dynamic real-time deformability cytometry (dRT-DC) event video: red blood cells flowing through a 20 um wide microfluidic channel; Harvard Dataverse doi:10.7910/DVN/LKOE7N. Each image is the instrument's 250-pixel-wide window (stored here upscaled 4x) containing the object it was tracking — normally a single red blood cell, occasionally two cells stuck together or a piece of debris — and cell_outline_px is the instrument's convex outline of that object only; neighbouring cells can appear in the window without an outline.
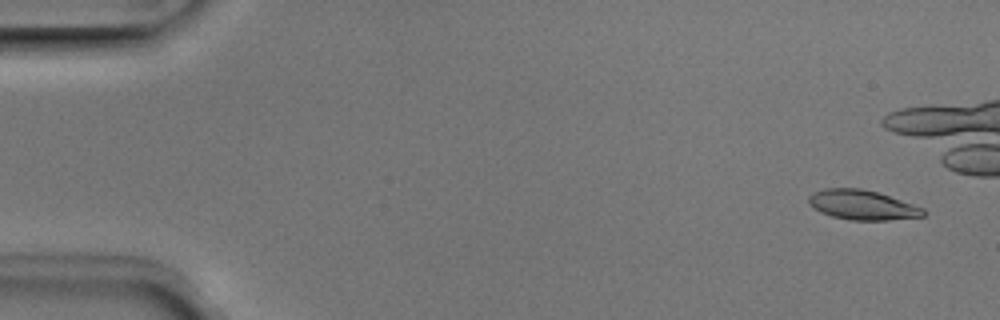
{"species": "Egyptian fruit bat (a non-hibernating species)", "species_latin": "Rousettus aegyptiacus", "temperature_condition": "room temperature", "stored_images_in_passage": 41, "camera_frame_rate_fps": 3000, "um_per_image_px": 0.085, "animal": {"sex": "male"}, "frame": {"image": 1, "passage_image": 3, "time_ms": 0.667, "image_size_px": [1000, 320], "cell_outline_px": [[928, 212], [924, 216], [888, 220], [848, 220], [832, 216], [820, 212], [812, 208], [808, 204], [808, 196], [812, 192], [824, 188], [860, 188], [876, 192], [924, 208]], "centroid_in_image_um": [73.25, 17.42], "position_along_channel_um": 11.7, "area_um2": 19.94}}
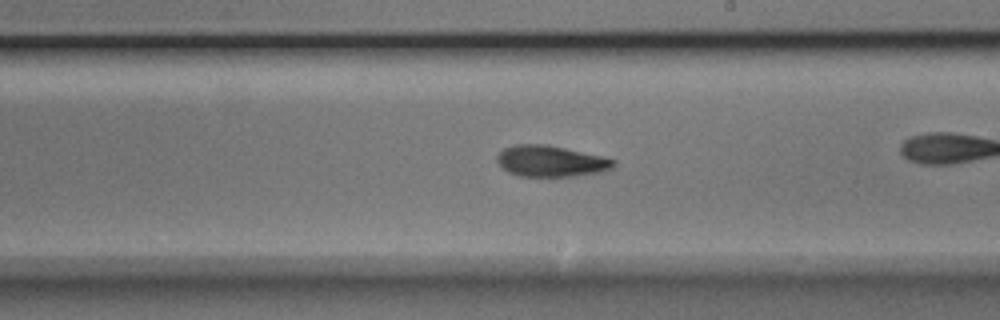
{"frame": {"image": 2, "passage_image": 30, "time_ms": 9.667, "image_size_px": [1000, 320], "cell_outline_px": [[616, 164], [612, 168], [600, 172], [572, 176], [520, 176], [508, 172], [496, 160], [496, 156], [504, 148], [516, 144], [548, 144], [600, 156], [616, 160]], "centroid_in_image_um": [46.81, 13.69], "position_along_channel_um": 242.2, "area_um2": 20.98}}
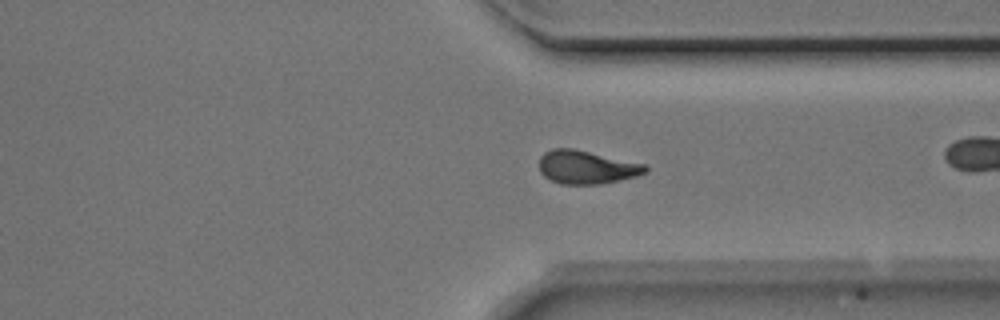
{"frame": {"image": 3, "passage_image": 39, "time_ms": 12.667, "image_size_px": [1000, 320], "cell_outline_px": [[648, 172], [636, 176], [600, 184], [560, 184], [544, 176], [540, 172], [540, 156], [544, 152], [552, 148], [572, 148], [644, 164], [648, 168]], "centroid_in_image_um": [49.83, 14.21], "position_along_channel_um": 361.6, "area_um2": 20.46}}